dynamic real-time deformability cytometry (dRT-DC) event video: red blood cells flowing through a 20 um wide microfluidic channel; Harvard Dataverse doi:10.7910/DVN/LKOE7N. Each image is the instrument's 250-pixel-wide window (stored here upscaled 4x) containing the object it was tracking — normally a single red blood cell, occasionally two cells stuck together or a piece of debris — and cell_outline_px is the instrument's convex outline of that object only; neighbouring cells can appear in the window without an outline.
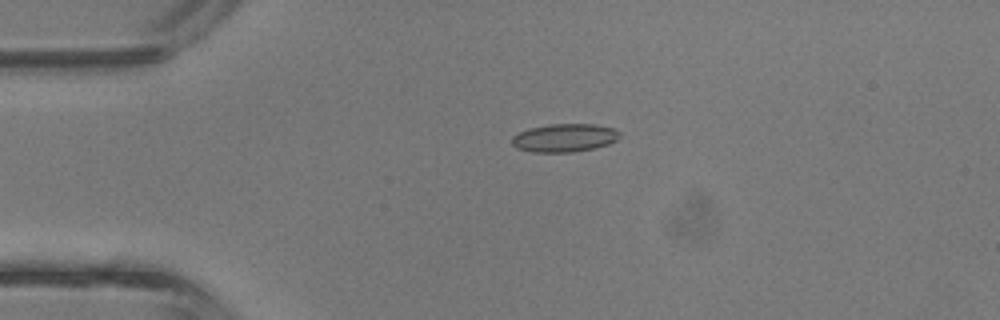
{"species": "common noctule bat (a hibernating species)", "species_latin": "Nyctalus noctula", "temperature_condition": "room temperature", "stored_images_in_passage": 34, "camera_frame_rate_fps": 3000, "um_per_image_px": 0.085, "animal": {"sex": "male", "body_mass_g": 13.3}, "frame": {"image": 1, "passage_image": 1, "time_ms": 0.0, "image_size_px": [1000, 320], "cell_outline_px": [[620, 136], [616, 140], [608, 144], [592, 148], [572, 152], [532, 152], [516, 148], [512, 144], [512, 136], [528, 128], [548, 124], [596, 124], [612, 128], [620, 132]], "centroid_in_image_um": [47.95, 11.71], "position_along_channel_um": 37.0, "area_um2": 17.69}}
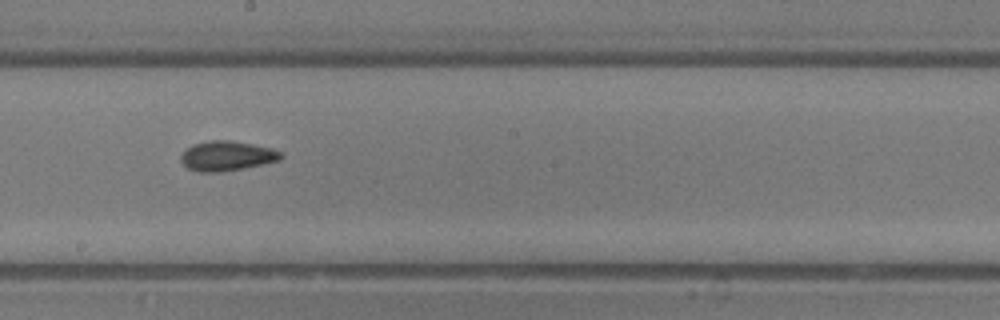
{"frame": {"image": 2, "passage_image": 15, "time_ms": 4.667, "image_size_px": [1000, 320], "cell_outline_px": [[284, 156], [280, 160], [244, 168], [224, 172], [196, 172], [188, 168], [180, 160], [180, 156], [192, 144], [212, 140], [228, 140], [252, 144], [272, 148], [280, 152]], "centroid_in_image_um": [19.28, 13.26], "position_along_channel_um": 228.9, "area_um2": 17.34}}
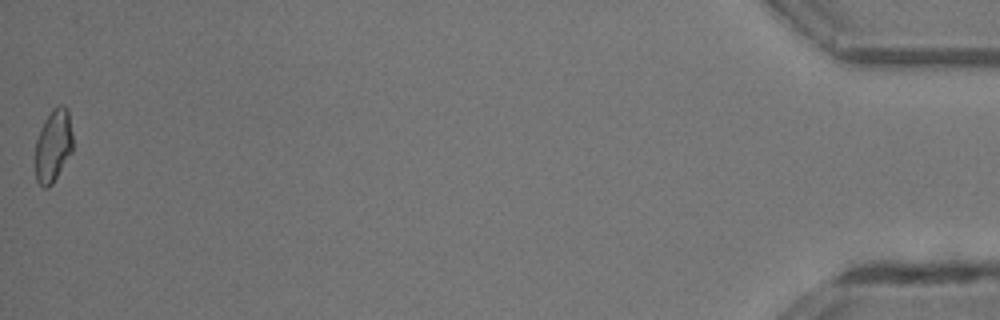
{"frame": {"image": 3, "passage_image": 34, "time_ms": 11.0, "image_size_px": [1000, 320], "cell_outline_px": [[72, 152], [52, 184], [48, 188], [44, 188], [36, 180], [36, 140], [40, 128], [44, 120], [52, 108], [60, 104], [64, 104], [68, 108], [72, 132]], "centroid_in_image_um": [4.53, 12.34], "position_along_channel_um": 430.7, "area_um2": 16.01}, "authors_computed_cell_mechanics": {"area_um2": 16.5597, "velocity_mm_per_s": 4.8329, "shape_relaxation_time_tau1_ms": null, "shape_relaxation_time_tau2_ms": 2.3148, "deformation_change_tau1": null, "deformation_change_tau2": 0.0723}}